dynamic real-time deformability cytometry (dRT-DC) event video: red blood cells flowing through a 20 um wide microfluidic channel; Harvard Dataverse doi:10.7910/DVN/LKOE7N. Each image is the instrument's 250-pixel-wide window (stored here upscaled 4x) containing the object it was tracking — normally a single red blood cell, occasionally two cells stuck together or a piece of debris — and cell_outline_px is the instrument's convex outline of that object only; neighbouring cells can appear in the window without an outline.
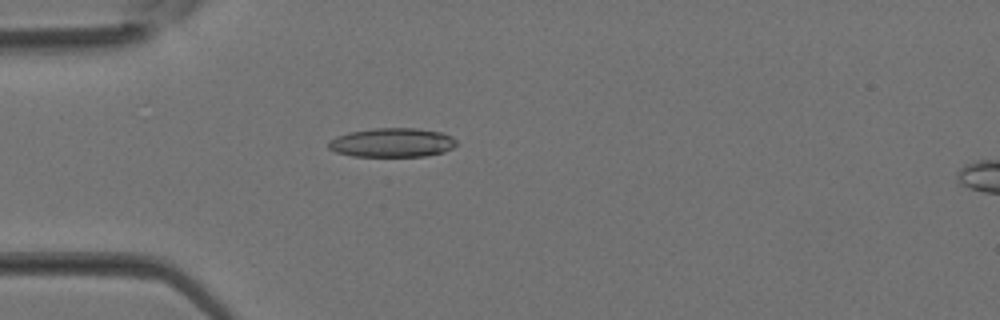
{"species": "Egyptian fruit bat (a non-hibernating species)", "species_latin": "Rousettus aegyptiacus", "temperature_condition": "room temperature", "stored_images_in_passage": 16, "camera_frame_rate_fps": 3000, "um_per_image_px": 0.085, "animal": {"sex": "female"}, "frame": {"image": 1, "passage_image": 3, "time_ms": 0.667, "image_size_px": [1000, 320], "cell_outline_px": [[456, 144], [452, 148], [444, 152], [424, 156], [352, 156], [336, 152], [328, 148], [328, 140], [336, 136], [348, 132], [376, 128], [416, 128], [440, 132], [452, 136], [456, 140]], "centroid_in_image_um": [33.31, 12.12], "position_along_channel_um": 51.7, "area_um2": 21.73}}
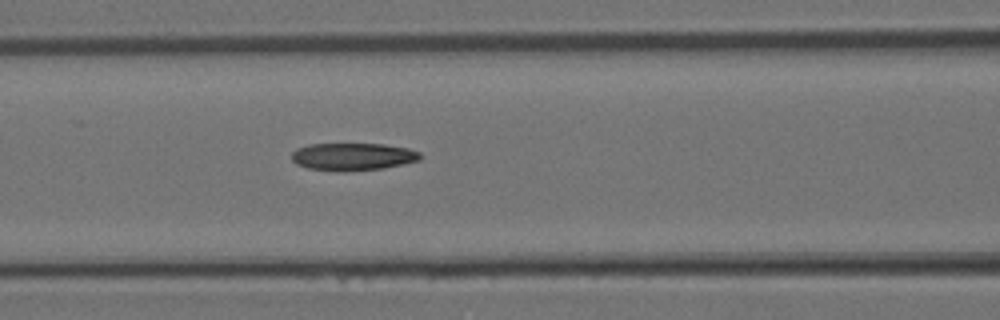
{"frame": {"image": 2, "passage_image": 8, "time_ms": 2.333, "image_size_px": [1000, 320], "cell_outline_px": [[420, 160], [384, 168], [308, 168], [296, 164], [292, 160], [292, 152], [296, 148], [308, 144], [384, 144], [408, 148], [420, 152]], "centroid_in_image_um": [30.0, 13.25], "position_along_channel_um": 136.6, "area_um2": 19.59}}
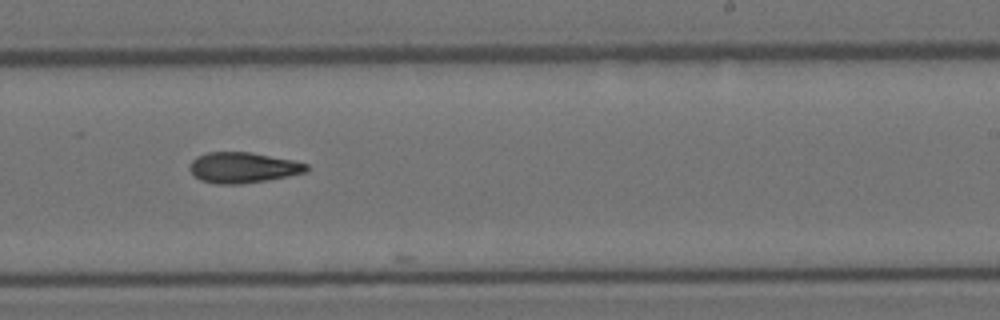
{"frame": {"image": 3, "passage_image": 15, "time_ms": 4.667, "image_size_px": [1000, 320], "cell_outline_px": [[308, 168], [304, 172], [288, 176], [240, 184], [216, 184], [200, 180], [188, 168], [192, 160], [196, 156], [208, 152], [248, 152], [292, 160], [308, 164]], "centroid_in_image_um": [20.6, 14.24], "position_along_channel_um": 268.4, "area_um2": 20.58}}